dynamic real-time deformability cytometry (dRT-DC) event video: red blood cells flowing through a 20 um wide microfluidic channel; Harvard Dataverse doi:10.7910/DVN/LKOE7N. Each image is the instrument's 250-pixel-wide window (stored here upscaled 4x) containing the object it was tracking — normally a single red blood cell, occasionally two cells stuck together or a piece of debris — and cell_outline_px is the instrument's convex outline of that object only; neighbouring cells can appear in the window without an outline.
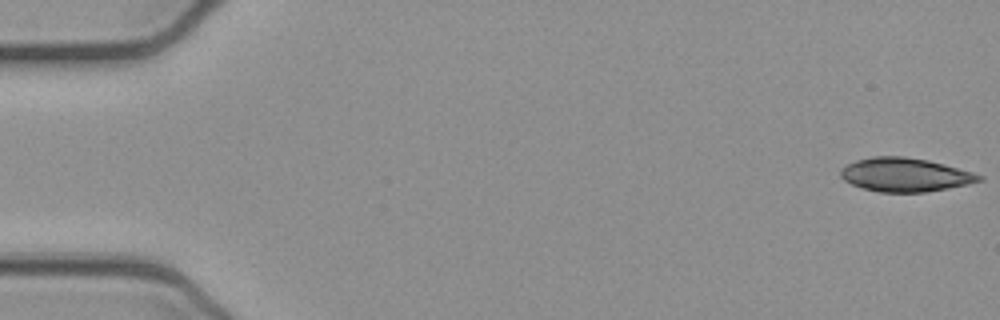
{"species": "common noctule bat (a hibernating species)", "species_latin": "Nyctalus noctula", "temperature_condition": "cold", "stored_images_in_passage": 52, "camera_frame_rate_fps": 3000, "um_per_image_px": 0.085, "animal": {"sex": "female", "body_mass_g": 21.9}, "frame": {"image": 1, "passage_image": 1, "time_ms": 0.0, "image_size_px": [1000, 320], "cell_outline_px": [[984, 180], [968, 184], [948, 188], [924, 192], [880, 192], [860, 188], [844, 180], [840, 176], [840, 168], [856, 160], [872, 156], [904, 156], [928, 160], [944, 164], [972, 172], [984, 176]], "centroid_in_image_um": [76.92, 14.85], "position_along_channel_um": 8.1, "area_um2": 27.28}}
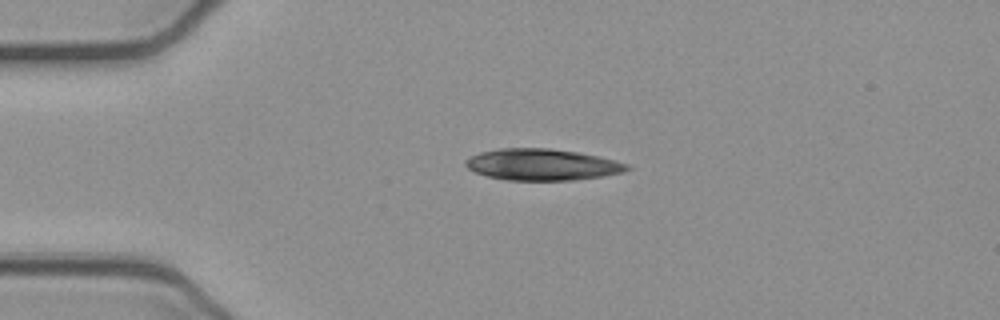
{"frame": {"image": 2, "passage_image": 12, "time_ms": 3.667, "image_size_px": [1000, 320], "cell_outline_px": [[632, 168], [624, 172], [604, 176], [572, 180], [508, 180], [488, 176], [476, 172], [468, 168], [464, 164], [464, 160], [480, 152], [500, 148], [552, 148], [600, 156], [628, 164]], "centroid_in_image_um": [46.1, 13.99], "position_along_channel_um": 38.9, "area_um2": 29.59}}